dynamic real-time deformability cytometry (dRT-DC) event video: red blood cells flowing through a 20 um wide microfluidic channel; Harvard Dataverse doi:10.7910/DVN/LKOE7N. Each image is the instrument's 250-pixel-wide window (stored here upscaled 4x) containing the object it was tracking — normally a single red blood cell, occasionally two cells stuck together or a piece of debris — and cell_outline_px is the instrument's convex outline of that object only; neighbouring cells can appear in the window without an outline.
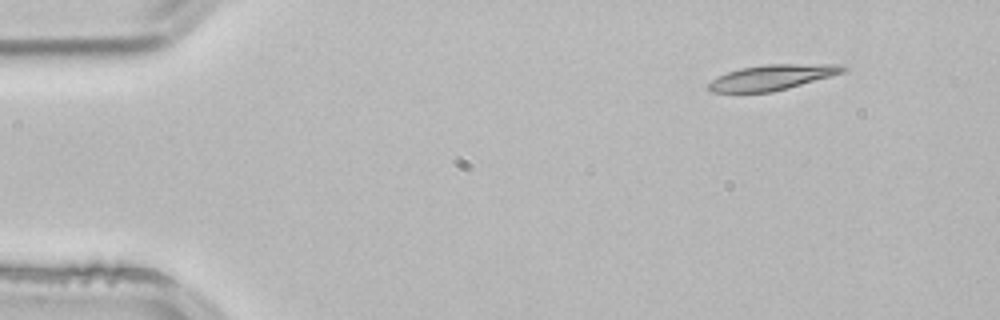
{"species": "common noctule bat (a hibernating species)", "species_latin": "Nyctalus noctula", "temperature_condition": "room temperature", "stored_images_in_passage": 3, "segment_of_instrument_passage": [2, 2], "camera_frame_rate_fps": 3000, "um_per_image_px": 0.085, "animal": {"sex": "male", "body_mass_g": 21.5, "forearm_length_mm": 52.0}, "frame": {"image": 1, "passage_image": 3, "time_ms": 0.667, "image_size_px": [1000, 320], "cell_outline_px": [[848, 68], [844, 72], [832, 76], [788, 88], [772, 92], [712, 92], [708, 88], [708, 84], [712, 80], [728, 72], [740, 68], [764, 64], [840, 64]], "centroid_in_image_um": [65.67, 6.57], "position_along_channel_um": 19.3, "area_um2": 19.77}}